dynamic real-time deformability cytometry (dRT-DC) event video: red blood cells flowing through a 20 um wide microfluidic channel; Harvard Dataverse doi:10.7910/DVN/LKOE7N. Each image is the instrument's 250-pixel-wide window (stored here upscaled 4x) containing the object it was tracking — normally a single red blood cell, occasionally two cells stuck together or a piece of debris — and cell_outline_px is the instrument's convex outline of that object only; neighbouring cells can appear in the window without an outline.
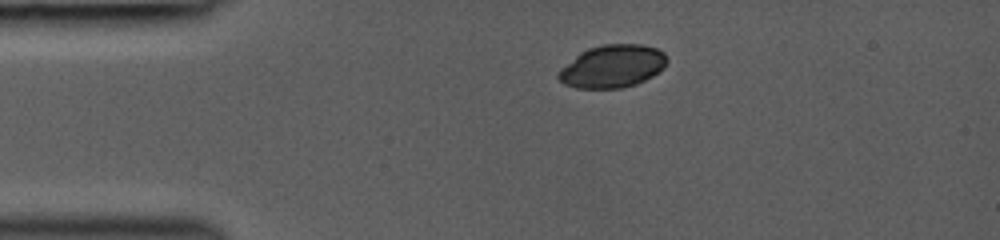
{"species": "common noctule bat (a hibernating species)", "species_latin": "Nyctalus noctula", "temperature_condition": "room temperature", "stored_images_in_passage": 3, "camera_frame_rate_fps": 3000, "um_per_image_px": 0.085, "animal": {"sex": "female", "body_mass_g": 19.0, "forearm_length_mm": 53.3}, "frame": {"image": 1, "passage_image": 1, "time_ms": 0.0, "image_size_px": [1000, 240], "cell_outline_px": [[668, 60], [664, 68], [652, 76], [636, 84], [620, 88], [576, 88], [564, 84], [556, 76], [560, 68], [580, 52], [588, 48], [604, 44], [640, 44], [656, 48], [664, 52]], "centroid_in_image_um": [52.05, 5.63], "position_along_channel_um": 33.0, "area_um2": 27.11}}
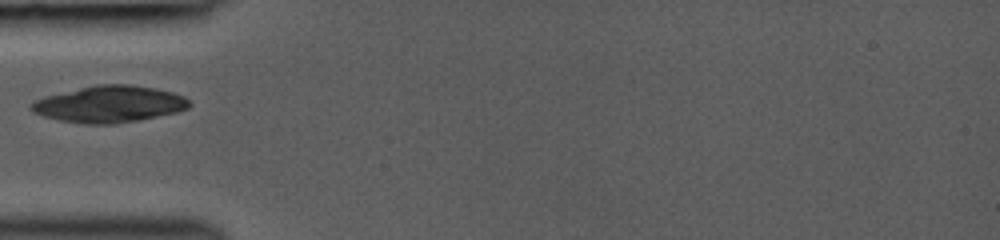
{"frame": {"image": 2, "passage_image": 3, "time_ms": 2.0, "image_size_px": [1000, 240], "cell_outline_px": [[192, 104], [188, 108], [176, 112], [140, 120], [116, 124], [84, 124], [60, 120], [44, 116], [32, 112], [28, 108], [28, 104], [44, 96], [96, 84], [128, 84], [156, 88], [172, 92], [184, 96]], "centroid_in_image_um": [9.28, 8.85], "position_along_channel_um": 75.7, "area_um2": 33.93}}